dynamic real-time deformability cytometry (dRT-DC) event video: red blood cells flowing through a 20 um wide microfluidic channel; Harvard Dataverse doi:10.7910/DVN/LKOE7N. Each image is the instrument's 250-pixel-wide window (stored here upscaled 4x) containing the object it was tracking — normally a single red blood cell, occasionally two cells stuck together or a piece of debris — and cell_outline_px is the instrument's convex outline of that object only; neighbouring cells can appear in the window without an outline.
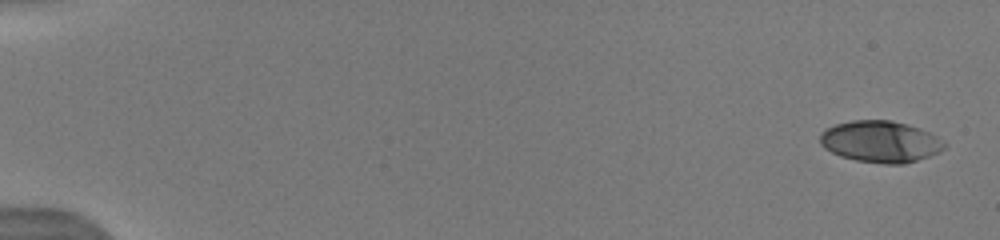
{"species": "human", "species_latin": "Homo sapiens", "temperature_condition": "warm", "stored_images_in_passage": 6, "camera_frame_rate_fps": 3000, "um_per_image_px": 0.085, "donor": {"sex": "male"}, "frame": {"image": 1, "passage_image": 1, "time_ms": 0.0, "image_size_px": [1000, 240], "cell_outline_px": [[944, 148], [928, 156], [904, 164], [884, 164], [856, 160], [840, 156], [824, 148], [820, 144], [820, 132], [836, 124], [852, 120], [892, 120], [908, 124], [920, 128], [936, 136], [944, 144]], "centroid_in_image_um": [74.79, 12.03], "position_along_channel_um": 10.2, "area_um2": 29.88}}
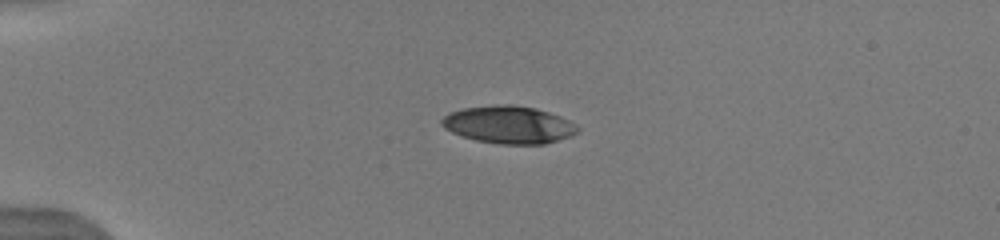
{"frame": {"image": 2, "passage_image": 5, "time_ms": 4.0, "image_size_px": [1000, 240], "cell_outline_px": [[580, 132], [572, 136], [544, 144], [500, 144], [476, 140], [452, 132], [444, 128], [440, 124], [440, 120], [448, 112], [460, 108], [496, 104], [512, 104], [536, 108], [560, 116], [576, 124], [580, 128]], "centroid_in_image_um": [43.24, 10.59], "position_along_channel_um": 41.8, "area_um2": 30.06}}